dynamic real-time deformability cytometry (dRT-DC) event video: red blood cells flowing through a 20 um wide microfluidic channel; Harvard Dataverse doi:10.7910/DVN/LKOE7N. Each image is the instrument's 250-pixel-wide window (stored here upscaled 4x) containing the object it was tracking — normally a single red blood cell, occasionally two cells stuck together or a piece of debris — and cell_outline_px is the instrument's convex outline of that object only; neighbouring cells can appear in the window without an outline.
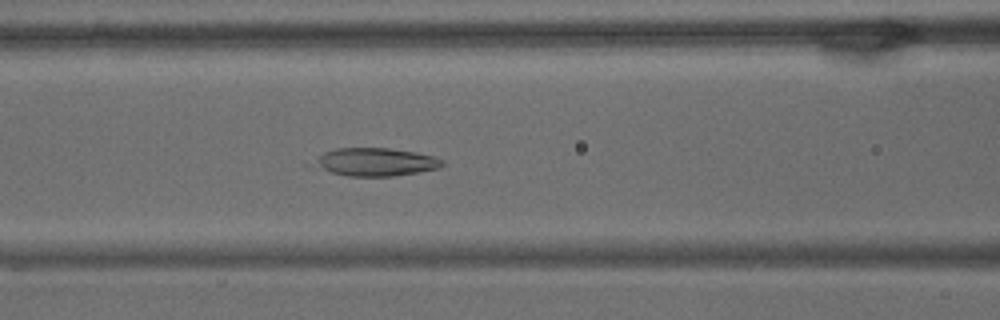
{"species": "common noctule bat (a hibernating species)", "species_latin": "Nyctalus noctula", "temperature_condition": "warm", "stored_images_in_passage": 60, "camera_frame_rate_fps": 3000, "um_per_image_px": 0.085, "animal": {"sex": "male", "body_mass_g": 15.6}, "frame": {"image": 1, "passage_image": 25, "time_ms": 8.0, "image_size_px": [1000, 320], "cell_outline_px": [[444, 164], [440, 168], [420, 172], [392, 176], [348, 176], [312, 168], [304, 164], [316, 156], [324, 152], [336, 148], [388, 148], [416, 152], [436, 156], [444, 160]], "centroid_in_image_um": [31.8, 13.77], "position_along_channel_um": 134.8, "area_um2": 21.73}}
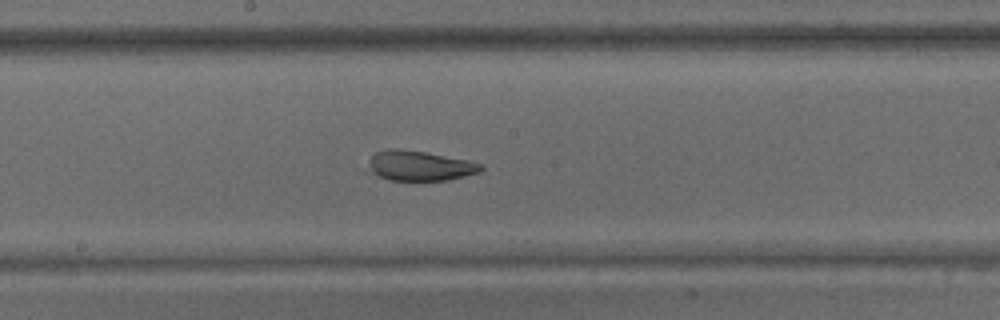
{"frame": {"image": 2, "passage_image": 32, "time_ms": 10.333, "image_size_px": [1000, 320], "cell_outline_px": [[484, 168], [480, 172], [448, 180], [388, 180], [364, 172], [368, 160], [376, 152], [388, 148], [400, 148], [424, 152], [468, 160], [484, 164]], "centroid_in_image_um": [35.59, 14.09], "position_along_channel_um": 212.6, "area_um2": 20.17}}
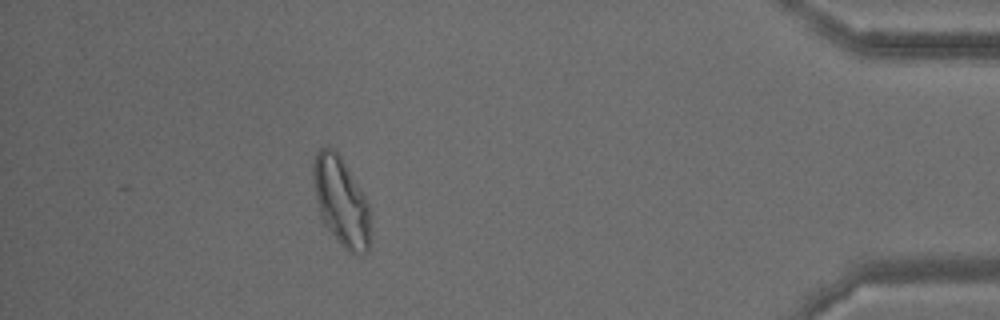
{"frame": {"image": 3, "passage_image": 54, "time_ms": 17.667, "image_size_px": [1000, 320], "cell_outline_px": [[372, 236], [368, 252], [348, 252], [344, 248], [320, 220], [312, 176], [312, 164], [316, 152], [320, 148], [332, 148], [340, 156], [368, 200], [372, 212]], "centroid_in_image_um": [29.03, 17.17], "position_along_channel_um": 406.2, "area_um2": 30.23}, "authors_computed_cell_mechanics": {"area_um2": 25.9233, "velocity_mm_per_s": 3.3409, "shape_relaxation_time_tau1_ms": null, "shape_relaxation_time_tau2_ms": 9.0925, "deformation_change_tau1": null, "deformation_change_tau2": 0.1511}}